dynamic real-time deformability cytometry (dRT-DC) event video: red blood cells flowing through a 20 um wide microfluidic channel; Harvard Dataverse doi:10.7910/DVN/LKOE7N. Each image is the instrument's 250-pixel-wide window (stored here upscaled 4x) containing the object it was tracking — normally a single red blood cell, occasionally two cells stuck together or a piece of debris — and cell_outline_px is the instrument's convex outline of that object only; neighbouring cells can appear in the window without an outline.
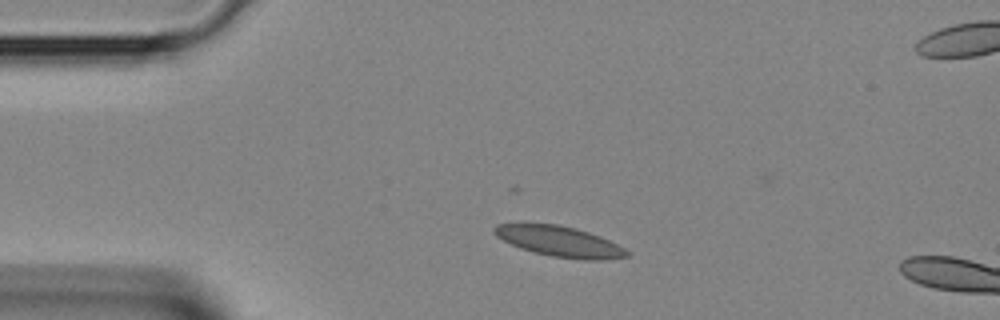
{"species": "Egyptian fruit bat (a non-hibernating species)", "species_latin": "Rousettus aegyptiacus", "temperature_condition": "room temperature", "stored_images_in_passage": 36, "camera_frame_rate_fps": 3000, "um_per_image_px": 0.085, "animal": {"sex": "female"}, "frame": {"image": 1, "passage_image": 4, "time_ms": 1.0, "image_size_px": [1000, 320], "cell_outline_px": [[628, 256], [604, 260], [584, 260], [552, 256], [532, 252], [520, 248], [496, 236], [492, 232], [492, 228], [496, 224], [556, 224], [576, 228], [600, 236], [624, 248], [628, 252]], "centroid_in_image_um": [47.54, 20.52], "position_along_channel_um": 37.5, "area_um2": 23.35}}
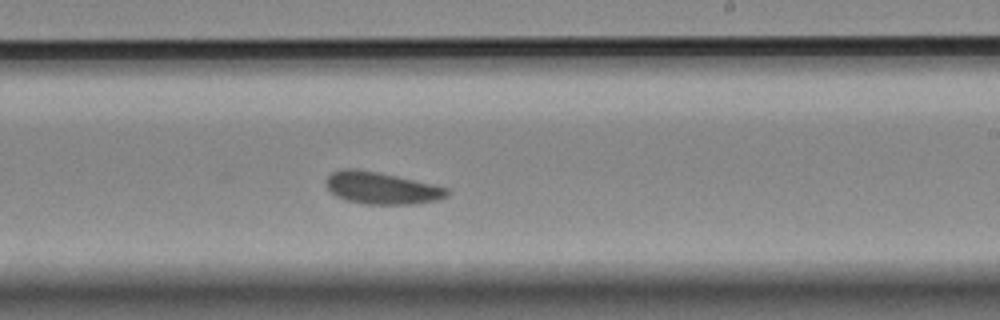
{"frame": {"image": 2, "passage_image": 19, "time_ms": 6.0, "image_size_px": [1000, 320], "cell_outline_px": [[448, 196], [440, 200], [416, 204], [368, 204], [344, 200], [336, 196], [324, 184], [324, 180], [332, 172], [340, 168], [356, 168], [396, 176], [432, 184], [448, 188]], "centroid_in_image_um": [32.4, 15.98], "position_along_channel_um": 256.6, "area_um2": 22.72}}
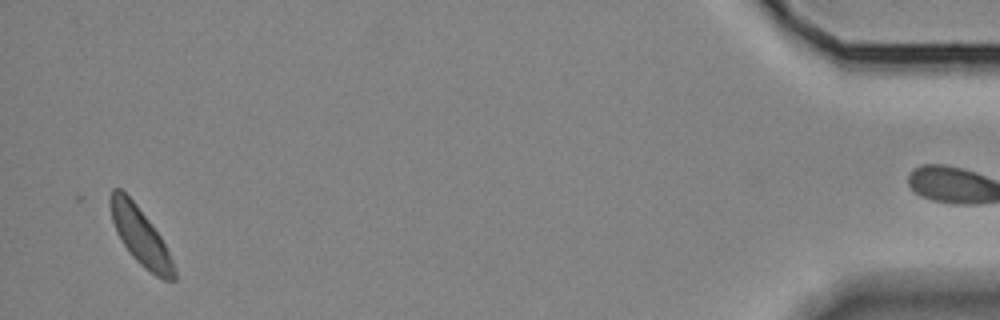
{"frame": {"image": 3, "passage_image": 34, "time_ms": 11.0, "image_size_px": [1000, 320], "cell_outline_px": [[176, 280], [164, 280], [156, 276], [144, 268], [132, 256], [120, 240], [116, 232], [112, 220], [108, 204], [108, 196], [112, 188], [120, 188], [136, 204], [160, 236], [176, 268]], "centroid_in_image_um": [11.9, 20.06], "position_along_channel_um": 423.3, "area_um2": 21.27}}